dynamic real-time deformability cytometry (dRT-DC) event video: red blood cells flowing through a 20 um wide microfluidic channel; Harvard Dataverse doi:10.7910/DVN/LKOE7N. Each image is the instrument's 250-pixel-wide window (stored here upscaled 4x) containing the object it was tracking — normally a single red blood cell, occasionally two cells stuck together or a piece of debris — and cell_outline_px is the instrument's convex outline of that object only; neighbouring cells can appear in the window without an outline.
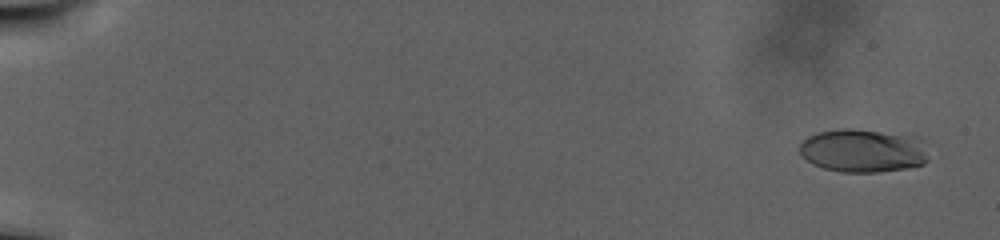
{"species": "human", "species_latin": "Homo sapiens", "temperature_condition": "warm", "stored_images_in_passage": 112, "camera_frame_rate_fps": 3000, "um_per_image_px": 0.085, "donor": {"sex": "male"}, "frame": {"image": 1, "passage_image": 6, "time_ms": 1.667, "image_size_px": [1000, 240], "cell_outline_px": [[928, 160], [924, 164], [908, 168], [876, 172], [840, 172], [824, 168], [812, 164], [800, 156], [800, 144], [808, 136], [816, 132], [840, 128], [852, 128], [880, 132], [912, 140]], "centroid_in_image_um": [73.13, 12.84], "position_along_channel_um": 11.9, "area_um2": 31.27}}
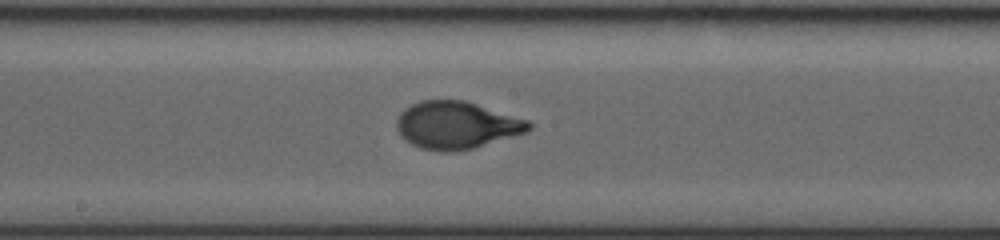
{"frame": {"image": 2, "passage_image": 66, "time_ms": 21.667, "image_size_px": [1000, 240], "cell_outline_px": [[532, 128], [528, 132], [472, 148], [452, 152], [440, 152], [420, 148], [404, 140], [396, 128], [396, 120], [400, 112], [404, 108], [420, 100], [464, 100], [528, 120], [532, 124]], "centroid_in_image_um": [38.78, 10.64], "position_along_channel_um": 209.4, "area_um2": 36.59}}
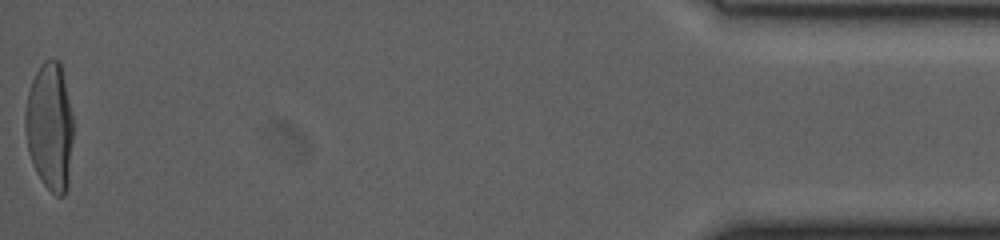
{"frame": {"image": 3, "passage_image": 112, "time_ms": 37.0, "image_size_px": [1000, 240], "cell_outline_px": [[72, 140], [68, 188], [64, 196], [56, 196], [44, 184], [36, 172], [32, 164], [28, 152], [24, 128], [24, 112], [28, 92], [32, 80], [40, 64], [44, 60], [60, 60], [72, 112]], "centroid_in_image_um": [4.22, 10.76], "position_along_channel_um": 431.0, "area_um2": 36.07}}